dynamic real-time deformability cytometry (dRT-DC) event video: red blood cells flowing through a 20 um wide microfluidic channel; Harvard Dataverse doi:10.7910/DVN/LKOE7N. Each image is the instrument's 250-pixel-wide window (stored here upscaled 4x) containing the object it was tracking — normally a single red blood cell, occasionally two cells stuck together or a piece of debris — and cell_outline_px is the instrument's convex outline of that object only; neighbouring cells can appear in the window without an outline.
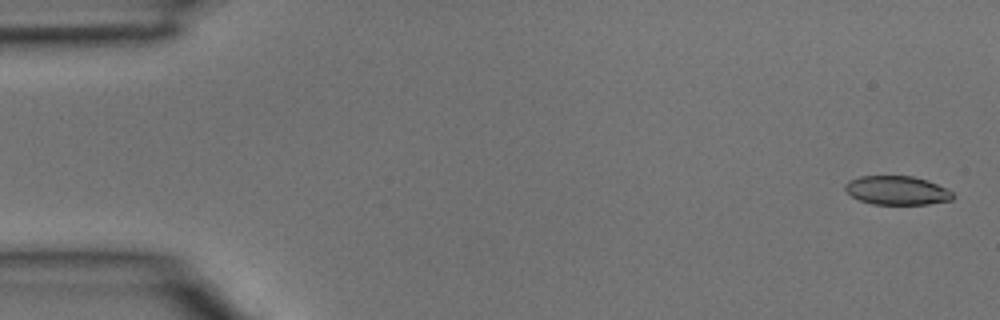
{"species": "common noctule bat (a hibernating species)", "species_latin": "Nyctalus noctula", "temperature_condition": "room temperature", "stored_images_in_passage": 5, "camera_frame_rate_fps": 3000, "um_per_image_px": 0.085, "animal": {"sex": "male", "body_mass_g": 15.6}, "frame": {"image": 1, "passage_image": 1, "time_ms": 0.0, "image_size_px": [1000, 320], "cell_outline_px": [[956, 196], [952, 200], [928, 204], [872, 204], [860, 200], [852, 196], [844, 188], [844, 184], [848, 180], [860, 176], [912, 176], [928, 180], [948, 188]], "centroid_in_image_um": [76.27, 16.18], "position_along_channel_um": 8.7, "area_um2": 18.26}}
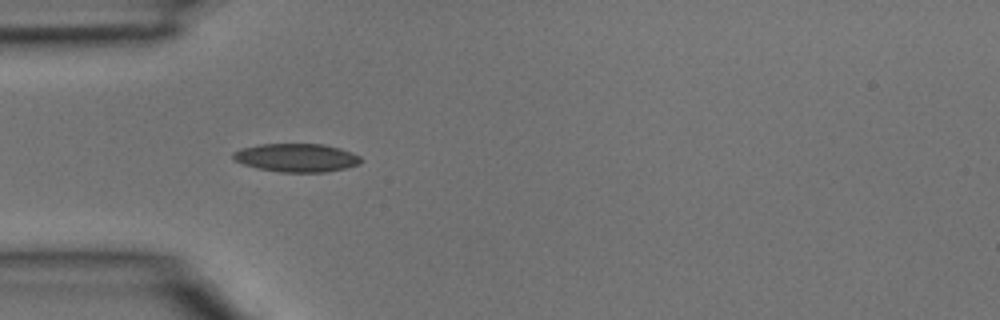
{"frame": {"image": 2, "passage_image": 4, "time_ms": 1.0, "image_size_px": [1000, 320], "cell_outline_px": [[364, 160], [360, 164], [344, 168], [324, 172], [280, 172], [260, 168], [244, 164], [232, 160], [232, 152], [240, 148], [260, 144], [324, 144], [340, 148], [352, 152], [360, 156]], "centroid_in_image_um": [25.21, 13.39], "position_along_channel_um": 59.8, "area_um2": 21.21}}